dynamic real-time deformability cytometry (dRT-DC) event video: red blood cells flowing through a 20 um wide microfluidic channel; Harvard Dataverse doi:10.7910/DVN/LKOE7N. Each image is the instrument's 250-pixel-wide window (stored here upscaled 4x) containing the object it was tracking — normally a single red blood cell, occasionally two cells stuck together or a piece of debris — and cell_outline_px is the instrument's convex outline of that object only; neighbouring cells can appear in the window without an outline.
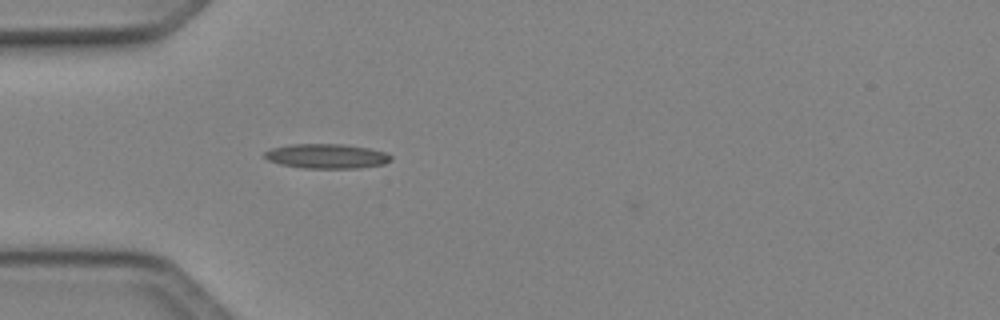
{"species": "Egyptian fruit bat (a non-hibernating species)", "species_latin": "Rousettus aegyptiacus", "temperature_condition": "cold", "stored_images_in_passage": 35, "camera_frame_rate_fps": 3000, "um_per_image_px": 0.085, "animal": {"sex": "female"}, "frame": {"image": 1, "passage_image": 1, "time_ms": 0.0, "image_size_px": [1000, 320], "cell_outline_px": [[392, 160], [384, 164], [360, 168], [304, 168], [280, 164], [268, 160], [264, 156], [264, 152], [272, 148], [292, 144], [340, 144], [368, 148], [384, 152], [392, 156]], "centroid_in_image_um": [27.77, 13.28], "position_along_channel_um": 57.2, "area_um2": 18.03}}
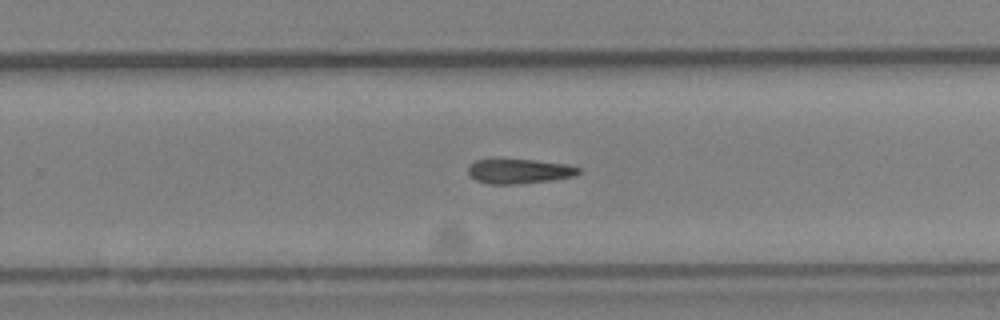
{"frame": {"image": 2, "passage_image": 18, "time_ms": 5.667, "image_size_px": [1000, 320], "cell_outline_px": [[580, 172], [576, 176], [548, 180], [512, 184], [488, 184], [476, 180], [468, 172], [468, 164], [476, 160], [536, 160], [568, 164], [580, 168]], "centroid_in_image_um": [44.14, 14.55], "position_along_channel_um": 285.7, "area_um2": 15.66}}
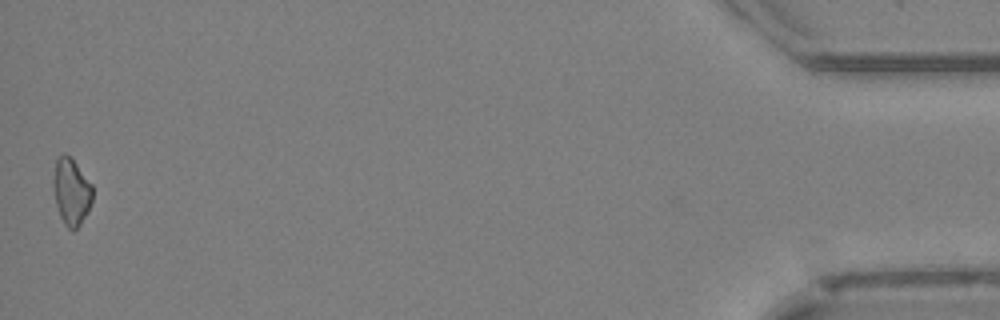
{"frame": {"image": 3, "passage_image": 35, "time_ms": 11.333, "image_size_px": [1000, 320], "cell_outline_px": [[92, 200], [88, 212], [80, 224], [72, 232], [64, 224], [60, 216], [56, 204], [52, 188], [52, 180], [56, 160], [64, 152], [76, 164], [92, 184]], "centroid_in_image_um": [6.05, 16.31], "position_along_channel_um": 429.2, "area_um2": 15.26}, "authors_computed_cell_mechanics": {"area_um2": 16.184, "velocity_mm_per_s": 4.1598, "shape_relaxation_time_tau1_ms": 7.2462, "shape_relaxation_time_tau2_ms": null, "deformation_change_tau1": 0.1525, "deformation_change_tau2": null}}